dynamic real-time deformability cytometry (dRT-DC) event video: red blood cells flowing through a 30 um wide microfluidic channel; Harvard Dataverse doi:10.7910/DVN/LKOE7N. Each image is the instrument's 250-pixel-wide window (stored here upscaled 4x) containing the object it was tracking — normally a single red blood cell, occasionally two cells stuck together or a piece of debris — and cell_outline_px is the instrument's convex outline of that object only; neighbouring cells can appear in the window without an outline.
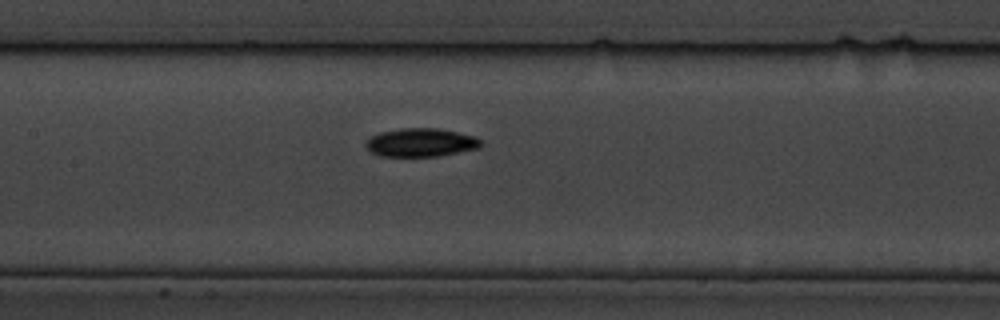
{"species": "common noctule bat (a hibernating species)", "species_latin": "Nyctalus noctula", "temperature_condition": "cold", "stored_images_in_passage": 8, "camera_frame_rate_fps": 3000, "um_per_image_px": 0.085, "animal": {"sex": "male", "body_mass_g": 19.5, "forearm_length_mm": 54.6}, "frame": {"image": 1, "passage_image": 8, "time_ms": 9.0, "image_size_px": [1000, 320], "cell_outline_px": [[484, 144], [480, 148], [440, 156], [380, 156], [372, 152], [364, 144], [372, 136], [380, 132], [400, 128], [436, 128], [476, 136], [484, 140]], "centroid_in_image_um": [35.84, 12.11], "position_along_channel_um": 171.6, "area_um2": 19.19}}